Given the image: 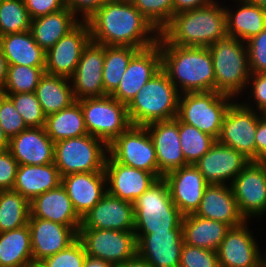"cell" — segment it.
Listing matches in <instances>:
<instances>
[{
  "mask_svg": "<svg viewBox=\"0 0 266 267\" xmlns=\"http://www.w3.org/2000/svg\"><path fill=\"white\" fill-rule=\"evenodd\" d=\"M227 35L226 12L219 3L176 13L160 31L158 44L209 47Z\"/></svg>",
  "mask_w": 266,
  "mask_h": 267,
  "instance_id": "7a4b0ae2",
  "label": "cell"
},
{
  "mask_svg": "<svg viewBox=\"0 0 266 267\" xmlns=\"http://www.w3.org/2000/svg\"><path fill=\"white\" fill-rule=\"evenodd\" d=\"M108 145L89 134L54 143V164L60 176L82 172H105ZM107 154V155H106Z\"/></svg>",
  "mask_w": 266,
  "mask_h": 267,
  "instance_id": "ba28073f",
  "label": "cell"
},
{
  "mask_svg": "<svg viewBox=\"0 0 266 267\" xmlns=\"http://www.w3.org/2000/svg\"><path fill=\"white\" fill-rule=\"evenodd\" d=\"M137 254L153 267H179L184 244L182 224L172 231L135 234Z\"/></svg>",
  "mask_w": 266,
  "mask_h": 267,
  "instance_id": "e0dca14e",
  "label": "cell"
},
{
  "mask_svg": "<svg viewBox=\"0 0 266 267\" xmlns=\"http://www.w3.org/2000/svg\"><path fill=\"white\" fill-rule=\"evenodd\" d=\"M106 183L105 172H82L61 177V185L81 218L107 193Z\"/></svg>",
  "mask_w": 266,
  "mask_h": 267,
  "instance_id": "d4e9b609",
  "label": "cell"
},
{
  "mask_svg": "<svg viewBox=\"0 0 266 267\" xmlns=\"http://www.w3.org/2000/svg\"><path fill=\"white\" fill-rule=\"evenodd\" d=\"M109 0H65V6L76 16L81 12L82 21L90 17Z\"/></svg>",
  "mask_w": 266,
  "mask_h": 267,
  "instance_id": "816d5d0a",
  "label": "cell"
},
{
  "mask_svg": "<svg viewBox=\"0 0 266 267\" xmlns=\"http://www.w3.org/2000/svg\"><path fill=\"white\" fill-rule=\"evenodd\" d=\"M32 263L31 233L28 224L0 233V267H28Z\"/></svg>",
  "mask_w": 266,
  "mask_h": 267,
  "instance_id": "e575fe53",
  "label": "cell"
},
{
  "mask_svg": "<svg viewBox=\"0 0 266 267\" xmlns=\"http://www.w3.org/2000/svg\"><path fill=\"white\" fill-rule=\"evenodd\" d=\"M44 128L54 143L88 134L78 101L59 112L47 115Z\"/></svg>",
  "mask_w": 266,
  "mask_h": 267,
  "instance_id": "d590c367",
  "label": "cell"
},
{
  "mask_svg": "<svg viewBox=\"0 0 266 267\" xmlns=\"http://www.w3.org/2000/svg\"><path fill=\"white\" fill-rule=\"evenodd\" d=\"M254 5H258L260 8L266 9V0H246Z\"/></svg>",
  "mask_w": 266,
  "mask_h": 267,
  "instance_id": "91938a15",
  "label": "cell"
},
{
  "mask_svg": "<svg viewBox=\"0 0 266 267\" xmlns=\"http://www.w3.org/2000/svg\"><path fill=\"white\" fill-rule=\"evenodd\" d=\"M31 18L23 0H0V37L30 31Z\"/></svg>",
  "mask_w": 266,
  "mask_h": 267,
  "instance_id": "60d3db41",
  "label": "cell"
},
{
  "mask_svg": "<svg viewBox=\"0 0 266 267\" xmlns=\"http://www.w3.org/2000/svg\"><path fill=\"white\" fill-rule=\"evenodd\" d=\"M78 239L87 256L110 262L116 267L137 254L134 231L79 228Z\"/></svg>",
  "mask_w": 266,
  "mask_h": 267,
  "instance_id": "30bf717a",
  "label": "cell"
},
{
  "mask_svg": "<svg viewBox=\"0 0 266 267\" xmlns=\"http://www.w3.org/2000/svg\"><path fill=\"white\" fill-rule=\"evenodd\" d=\"M244 45V41L226 37L208 47L214 66L215 91L234 97L245 90L251 72Z\"/></svg>",
  "mask_w": 266,
  "mask_h": 267,
  "instance_id": "8992f818",
  "label": "cell"
},
{
  "mask_svg": "<svg viewBox=\"0 0 266 267\" xmlns=\"http://www.w3.org/2000/svg\"><path fill=\"white\" fill-rule=\"evenodd\" d=\"M8 150L19 165H45L54 162V142L44 127H28L10 138Z\"/></svg>",
  "mask_w": 266,
  "mask_h": 267,
  "instance_id": "484cf974",
  "label": "cell"
},
{
  "mask_svg": "<svg viewBox=\"0 0 266 267\" xmlns=\"http://www.w3.org/2000/svg\"><path fill=\"white\" fill-rule=\"evenodd\" d=\"M87 22L91 41L104 46H131L141 50L158 42L159 32L130 0L107 1Z\"/></svg>",
  "mask_w": 266,
  "mask_h": 267,
  "instance_id": "6da1fadb",
  "label": "cell"
},
{
  "mask_svg": "<svg viewBox=\"0 0 266 267\" xmlns=\"http://www.w3.org/2000/svg\"><path fill=\"white\" fill-rule=\"evenodd\" d=\"M4 95H7L12 100L15 109L22 116L27 127L45 126L46 115L34 92Z\"/></svg>",
  "mask_w": 266,
  "mask_h": 267,
  "instance_id": "7bdbcfd3",
  "label": "cell"
},
{
  "mask_svg": "<svg viewBox=\"0 0 266 267\" xmlns=\"http://www.w3.org/2000/svg\"><path fill=\"white\" fill-rule=\"evenodd\" d=\"M117 267H153L146 262L142 257L136 254L133 258L126 260L124 263Z\"/></svg>",
  "mask_w": 266,
  "mask_h": 267,
  "instance_id": "11a10c76",
  "label": "cell"
},
{
  "mask_svg": "<svg viewBox=\"0 0 266 267\" xmlns=\"http://www.w3.org/2000/svg\"><path fill=\"white\" fill-rule=\"evenodd\" d=\"M80 228L134 231L133 203L108 192L82 217Z\"/></svg>",
  "mask_w": 266,
  "mask_h": 267,
  "instance_id": "7402d4cb",
  "label": "cell"
},
{
  "mask_svg": "<svg viewBox=\"0 0 266 267\" xmlns=\"http://www.w3.org/2000/svg\"><path fill=\"white\" fill-rule=\"evenodd\" d=\"M162 69L160 45L139 50L130 60L118 88L111 94L120 103L128 105L139 90Z\"/></svg>",
  "mask_w": 266,
  "mask_h": 267,
  "instance_id": "9a60e30c",
  "label": "cell"
},
{
  "mask_svg": "<svg viewBox=\"0 0 266 267\" xmlns=\"http://www.w3.org/2000/svg\"><path fill=\"white\" fill-rule=\"evenodd\" d=\"M232 98L217 91L180 94L177 118L217 140Z\"/></svg>",
  "mask_w": 266,
  "mask_h": 267,
  "instance_id": "52a82bcc",
  "label": "cell"
},
{
  "mask_svg": "<svg viewBox=\"0 0 266 267\" xmlns=\"http://www.w3.org/2000/svg\"><path fill=\"white\" fill-rule=\"evenodd\" d=\"M259 114L248 103L232 102L225 114L217 141L241 152L250 161H256L255 134L259 120L265 115Z\"/></svg>",
  "mask_w": 266,
  "mask_h": 267,
  "instance_id": "8fae6325",
  "label": "cell"
},
{
  "mask_svg": "<svg viewBox=\"0 0 266 267\" xmlns=\"http://www.w3.org/2000/svg\"><path fill=\"white\" fill-rule=\"evenodd\" d=\"M215 0H173V15L186 10L206 7Z\"/></svg>",
  "mask_w": 266,
  "mask_h": 267,
  "instance_id": "db71d44e",
  "label": "cell"
},
{
  "mask_svg": "<svg viewBox=\"0 0 266 267\" xmlns=\"http://www.w3.org/2000/svg\"><path fill=\"white\" fill-rule=\"evenodd\" d=\"M159 45L162 69L179 87L180 94L215 91L214 66L208 47Z\"/></svg>",
  "mask_w": 266,
  "mask_h": 267,
  "instance_id": "3957f363",
  "label": "cell"
},
{
  "mask_svg": "<svg viewBox=\"0 0 266 267\" xmlns=\"http://www.w3.org/2000/svg\"><path fill=\"white\" fill-rule=\"evenodd\" d=\"M0 48L8 65L45 67L46 52L35 42L31 31L1 36Z\"/></svg>",
  "mask_w": 266,
  "mask_h": 267,
  "instance_id": "4dcf8cb0",
  "label": "cell"
},
{
  "mask_svg": "<svg viewBox=\"0 0 266 267\" xmlns=\"http://www.w3.org/2000/svg\"><path fill=\"white\" fill-rule=\"evenodd\" d=\"M160 33L173 17V0H130Z\"/></svg>",
  "mask_w": 266,
  "mask_h": 267,
  "instance_id": "b9f144b4",
  "label": "cell"
},
{
  "mask_svg": "<svg viewBox=\"0 0 266 267\" xmlns=\"http://www.w3.org/2000/svg\"><path fill=\"white\" fill-rule=\"evenodd\" d=\"M33 262H41L67 248L78 238L70 226L46 219L29 218Z\"/></svg>",
  "mask_w": 266,
  "mask_h": 267,
  "instance_id": "603a6c76",
  "label": "cell"
},
{
  "mask_svg": "<svg viewBox=\"0 0 266 267\" xmlns=\"http://www.w3.org/2000/svg\"><path fill=\"white\" fill-rule=\"evenodd\" d=\"M133 208L135 234L172 231L182 224L184 217L173 203L163 177L133 202Z\"/></svg>",
  "mask_w": 266,
  "mask_h": 267,
  "instance_id": "5b68a950",
  "label": "cell"
},
{
  "mask_svg": "<svg viewBox=\"0 0 266 267\" xmlns=\"http://www.w3.org/2000/svg\"><path fill=\"white\" fill-rule=\"evenodd\" d=\"M30 218H40L72 227L77 233L82 218L75 211L65 188H57L40 194L30 201Z\"/></svg>",
  "mask_w": 266,
  "mask_h": 267,
  "instance_id": "83f0119b",
  "label": "cell"
},
{
  "mask_svg": "<svg viewBox=\"0 0 266 267\" xmlns=\"http://www.w3.org/2000/svg\"><path fill=\"white\" fill-rule=\"evenodd\" d=\"M249 162L241 152L216 140L194 165L208 184H226L227 180L232 184Z\"/></svg>",
  "mask_w": 266,
  "mask_h": 267,
  "instance_id": "ac0fdd59",
  "label": "cell"
},
{
  "mask_svg": "<svg viewBox=\"0 0 266 267\" xmlns=\"http://www.w3.org/2000/svg\"><path fill=\"white\" fill-rule=\"evenodd\" d=\"M28 267H46L41 262H33Z\"/></svg>",
  "mask_w": 266,
  "mask_h": 267,
  "instance_id": "6125c7cd",
  "label": "cell"
},
{
  "mask_svg": "<svg viewBox=\"0 0 266 267\" xmlns=\"http://www.w3.org/2000/svg\"><path fill=\"white\" fill-rule=\"evenodd\" d=\"M163 178L168 184L171 199L180 212L184 216L195 213L208 185L198 168L188 164L167 173Z\"/></svg>",
  "mask_w": 266,
  "mask_h": 267,
  "instance_id": "44dd1931",
  "label": "cell"
},
{
  "mask_svg": "<svg viewBox=\"0 0 266 267\" xmlns=\"http://www.w3.org/2000/svg\"><path fill=\"white\" fill-rule=\"evenodd\" d=\"M252 84V99L256 102L257 109L262 114H266V73H251L248 85Z\"/></svg>",
  "mask_w": 266,
  "mask_h": 267,
  "instance_id": "f907efd6",
  "label": "cell"
},
{
  "mask_svg": "<svg viewBox=\"0 0 266 267\" xmlns=\"http://www.w3.org/2000/svg\"><path fill=\"white\" fill-rule=\"evenodd\" d=\"M0 125L10 139L27 129L22 116L15 109L12 100L0 92Z\"/></svg>",
  "mask_w": 266,
  "mask_h": 267,
  "instance_id": "f6af8a7d",
  "label": "cell"
},
{
  "mask_svg": "<svg viewBox=\"0 0 266 267\" xmlns=\"http://www.w3.org/2000/svg\"><path fill=\"white\" fill-rule=\"evenodd\" d=\"M83 267H116V266L110 262L86 256L83 263Z\"/></svg>",
  "mask_w": 266,
  "mask_h": 267,
  "instance_id": "6f0895ef",
  "label": "cell"
},
{
  "mask_svg": "<svg viewBox=\"0 0 266 267\" xmlns=\"http://www.w3.org/2000/svg\"><path fill=\"white\" fill-rule=\"evenodd\" d=\"M60 184L61 176L54 162L45 165H19L13 190L31 201Z\"/></svg>",
  "mask_w": 266,
  "mask_h": 267,
  "instance_id": "f1b7e54d",
  "label": "cell"
},
{
  "mask_svg": "<svg viewBox=\"0 0 266 267\" xmlns=\"http://www.w3.org/2000/svg\"><path fill=\"white\" fill-rule=\"evenodd\" d=\"M251 73H266V28L247 42Z\"/></svg>",
  "mask_w": 266,
  "mask_h": 267,
  "instance_id": "7dc6e473",
  "label": "cell"
},
{
  "mask_svg": "<svg viewBox=\"0 0 266 267\" xmlns=\"http://www.w3.org/2000/svg\"><path fill=\"white\" fill-rule=\"evenodd\" d=\"M9 140L10 139L7 137L2 126L0 125V151L8 149Z\"/></svg>",
  "mask_w": 266,
  "mask_h": 267,
  "instance_id": "680465c9",
  "label": "cell"
},
{
  "mask_svg": "<svg viewBox=\"0 0 266 267\" xmlns=\"http://www.w3.org/2000/svg\"><path fill=\"white\" fill-rule=\"evenodd\" d=\"M179 267H219L217 251L183 244Z\"/></svg>",
  "mask_w": 266,
  "mask_h": 267,
  "instance_id": "bcb514c9",
  "label": "cell"
},
{
  "mask_svg": "<svg viewBox=\"0 0 266 267\" xmlns=\"http://www.w3.org/2000/svg\"><path fill=\"white\" fill-rule=\"evenodd\" d=\"M8 64L0 48V92L3 91L6 83Z\"/></svg>",
  "mask_w": 266,
  "mask_h": 267,
  "instance_id": "9f6ffc18",
  "label": "cell"
},
{
  "mask_svg": "<svg viewBox=\"0 0 266 267\" xmlns=\"http://www.w3.org/2000/svg\"><path fill=\"white\" fill-rule=\"evenodd\" d=\"M108 154L122 165L151 172L158 177L154 143L145 126L131 125L108 145Z\"/></svg>",
  "mask_w": 266,
  "mask_h": 267,
  "instance_id": "7c38bea8",
  "label": "cell"
},
{
  "mask_svg": "<svg viewBox=\"0 0 266 267\" xmlns=\"http://www.w3.org/2000/svg\"><path fill=\"white\" fill-rule=\"evenodd\" d=\"M105 46L90 41L83 50L75 73L69 78L76 101L105 96L103 65Z\"/></svg>",
  "mask_w": 266,
  "mask_h": 267,
  "instance_id": "2e32d148",
  "label": "cell"
},
{
  "mask_svg": "<svg viewBox=\"0 0 266 267\" xmlns=\"http://www.w3.org/2000/svg\"><path fill=\"white\" fill-rule=\"evenodd\" d=\"M30 218V201L13 189L0 190V233L23 227Z\"/></svg>",
  "mask_w": 266,
  "mask_h": 267,
  "instance_id": "8d00e7d4",
  "label": "cell"
},
{
  "mask_svg": "<svg viewBox=\"0 0 266 267\" xmlns=\"http://www.w3.org/2000/svg\"><path fill=\"white\" fill-rule=\"evenodd\" d=\"M78 102L81 105L88 134L104 141L107 145L131 126L127 105L120 103L111 95L85 98Z\"/></svg>",
  "mask_w": 266,
  "mask_h": 267,
  "instance_id": "9c48e42d",
  "label": "cell"
},
{
  "mask_svg": "<svg viewBox=\"0 0 266 267\" xmlns=\"http://www.w3.org/2000/svg\"><path fill=\"white\" fill-rule=\"evenodd\" d=\"M179 139L185 162L195 164L206 152L210 150L216 139L209 134L201 132L192 125L179 120Z\"/></svg>",
  "mask_w": 266,
  "mask_h": 267,
  "instance_id": "f35d334b",
  "label": "cell"
},
{
  "mask_svg": "<svg viewBox=\"0 0 266 267\" xmlns=\"http://www.w3.org/2000/svg\"><path fill=\"white\" fill-rule=\"evenodd\" d=\"M259 251V267H266V257H262Z\"/></svg>",
  "mask_w": 266,
  "mask_h": 267,
  "instance_id": "94428289",
  "label": "cell"
},
{
  "mask_svg": "<svg viewBox=\"0 0 266 267\" xmlns=\"http://www.w3.org/2000/svg\"><path fill=\"white\" fill-rule=\"evenodd\" d=\"M230 185L246 221L266 213V162L250 161Z\"/></svg>",
  "mask_w": 266,
  "mask_h": 267,
  "instance_id": "4fadbf2b",
  "label": "cell"
},
{
  "mask_svg": "<svg viewBox=\"0 0 266 267\" xmlns=\"http://www.w3.org/2000/svg\"><path fill=\"white\" fill-rule=\"evenodd\" d=\"M255 141L256 161L266 162V114L258 122Z\"/></svg>",
  "mask_w": 266,
  "mask_h": 267,
  "instance_id": "f5cc1de1",
  "label": "cell"
},
{
  "mask_svg": "<svg viewBox=\"0 0 266 267\" xmlns=\"http://www.w3.org/2000/svg\"><path fill=\"white\" fill-rule=\"evenodd\" d=\"M32 19L57 12L65 8V0H23Z\"/></svg>",
  "mask_w": 266,
  "mask_h": 267,
  "instance_id": "681fc988",
  "label": "cell"
},
{
  "mask_svg": "<svg viewBox=\"0 0 266 267\" xmlns=\"http://www.w3.org/2000/svg\"><path fill=\"white\" fill-rule=\"evenodd\" d=\"M104 171L107 192L132 203L159 179L154 173L122 165L110 155L107 156Z\"/></svg>",
  "mask_w": 266,
  "mask_h": 267,
  "instance_id": "ffe728a7",
  "label": "cell"
},
{
  "mask_svg": "<svg viewBox=\"0 0 266 267\" xmlns=\"http://www.w3.org/2000/svg\"><path fill=\"white\" fill-rule=\"evenodd\" d=\"M139 50L131 46H105L103 65L105 95H111L118 88L131 58Z\"/></svg>",
  "mask_w": 266,
  "mask_h": 267,
  "instance_id": "74e56055",
  "label": "cell"
},
{
  "mask_svg": "<svg viewBox=\"0 0 266 267\" xmlns=\"http://www.w3.org/2000/svg\"><path fill=\"white\" fill-rule=\"evenodd\" d=\"M230 186V187H229ZM208 184L195 215L227 224L230 228L243 224L231 185Z\"/></svg>",
  "mask_w": 266,
  "mask_h": 267,
  "instance_id": "4316f807",
  "label": "cell"
},
{
  "mask_svg": "<svg viewBox=\"0 0 266 267\" xmlns=\"http://www.w3.org/2000/svg\"><path fill=\"white\" fill-rule=\"evenodd\" d=\"M69 78L45 73L35 89L44 114L59 112L76 102Z\"/></svg>",
  "mask_w": 266,
  "mask_h": 267,
  "instance_id": "836d02e7",
  "label": "cell"
},
{
  "mask_svg": "<svg viewBox=\"0 0 266 267\" xmlns=\"http://www.w3.org/2000/svg\"><path fill=\"white\" fill-rule=\"evenodd\" d=\"M246 223L226 232L217 249L219 267H259V248Z\"/></svg>",
  "mask_w": 266,
  "mask_h": 267,
  "instance_id": "cb8c5ba5",
  "label": "cell"
},
{
  "mask_svg": "<svg viewBox=\"0 0 266 267\" xmlns=\"http://www.w3.org/2000/svg\"><path fill=\"white\" fill-rule=\"evenodd\" d=\"M154 143L158 178L188 165L180 147L179 119L156 121L145 125Z\"/></svg>",
  "mask_w": 266,
  "mask_h": 267,
  "instance_id": "d6986e66",
  "label": "cell"
},
{
  "mask_svg": "<svg viewBox=\"0 0 266 267\" xmlns=\"http://www.w3.org/2000/svg\"><path fill=\"white\" fill-rule=\"evenodd\" d=\"M91 41L90 27L82 21L46 52L45 73L70 78L83 50Z\"/></svg>",
  "mask_w": 266,
  "mask_h": 267,
  "instance_id": "5bb4252c",
  "label": "cell"
},
{
  "mask_svg": "<svg viewBox=\"0 0 266 267\" xmlns=\"http://www.w3.org/2000/svg\"><path fill=\"white\" fill-rule=\"evenodd\" d=\"M238 1L241 7L234 14L225 7L227 35L247 42L266 28V9L246 0Z\"/></svg>",
  "mask_w": 266,
  "mask_h": 267,
  "instance_id": "d6a6232c",
  "label": "cell"
},
{
  "mask_svg": "<svg viewBox=\"0 0 266 267\" xmlns=\"http://www.w3.org/2000/svg\"><path fill=\"white\" fill-rule=\"evenodd\" d=\"M230 227L222 222L193 214L183 217L182 231L185 244L217 251Z\"/></svg>",
  "mask_w": 266,
  "mask_h": 267,
  "instance_id": "1f68e13d",
  "label": "cell"
},
{
  "mask_svg": "<svg viewBox=\"0 0 266 267\" xmlns=\"http://www.w3.org/2000/svg\"><path fill=\"white\" fill-rule=\"evenodd\" d=\"M18 166L8 149L0 151V190L13 189Z\"/></svg>",
  "mask_w": 266,
  "mask_h": 267,
  "instance_id": "c3c4849f",
  "label": "cell"
},
{
  "mask_svg": "<svg viewBox=\"0 0 266 267\" xmlns=\"http://www.w3.org/2000/svg\"><path fill=\"white\" fill-rule=\"evenodd\" d=\"M87 254L77 238L67 248L45 258L41 263L46 267H83Z\"/></svg>",
  "mask_w": 266,
  "mask_h": 267,
  "instance_id": "ee69618b",
  "label": "cell"
},
{
  "mask_svg": "<svg viewBox=\"0 0 266 267\" xmlns=\"http://www.w3.org/2000/svg\"><path fill=\"white\" fill-rule=\"evenodd\" d=\"M180 92L161 69L139 90L127 105L128 117L133 126L177 117Z\"/></svg>",
  "mask_w": 266,
  "mask_h": 267,
  "instance_id": "277c9868",
  "label": "cell"
},
{
  "mask_svg": "<svg viewBox=\"0 0 266 267\" xmlns=\"http://www.w3.org/2000/svg\"><path fill=\"white\" fill-rule=\"evenodd\" d=\"M45 74V67L8 65L6 83L2 94L31 93Z\"/></svg>",
  "mask_w": 266,
  "mask_h": 267,
  "instance_id": "ab89813d",
  "label": "cell"
},
{
  "mask_svg": "<svg viewBox=\"0 0 266 267\" xmlns=\"http://www.w3.org/2000/svg\"><path fill=\"white\" fill-rule=\"evenodd\" d=\"M67 7L31 20L30 31L35 42L45 52L81 21Z\"/></svg>",
  "mask_w": 266,
  "mask_h": 267,
  "instance_id": "f546056e",
  "label": "cell"
}]
</instances>
